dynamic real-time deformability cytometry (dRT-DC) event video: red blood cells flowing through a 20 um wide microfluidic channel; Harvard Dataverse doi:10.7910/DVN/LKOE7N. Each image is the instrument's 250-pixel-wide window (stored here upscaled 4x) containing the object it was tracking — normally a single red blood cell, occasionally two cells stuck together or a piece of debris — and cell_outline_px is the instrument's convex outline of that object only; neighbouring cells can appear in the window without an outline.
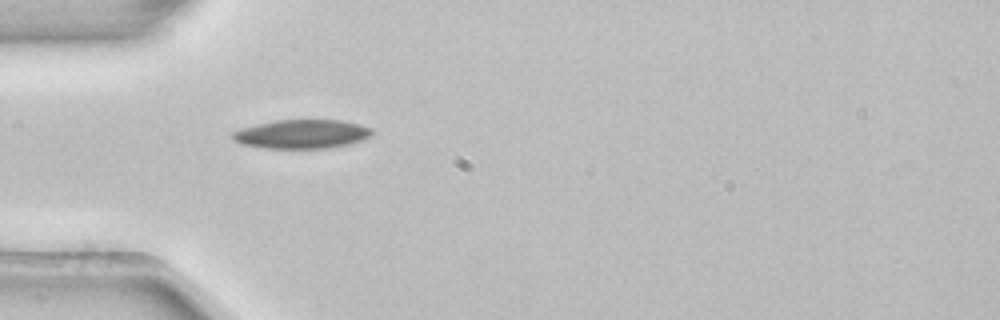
{"species": "common noctule bat (a hibernating species)", "species_latin": "Nyctalus noctula", "temperature_condition": "room temperature", "stored_images_in_passage": 38, "camera_frame_rate_fps": 3000, "um_per_image_px": 0.085, "animal": {"sex": "female", "body_mass_g": 22.7, "forearm_length_mm": 54.2}, "frame": {"image": 1, "passage_image": 1, "time_ms": 0.0, "image_size_px": [1000, 320], "cell_outline_px": [[372, 136], [364, 140], [348, 144], [328, 148], [264, 148], [240, 144], [232, 140], [232, 132], [240, 128], [256, 124], [276, 120], [340, 120], [360, 124], [372, 128]], "centroid_in_image_um": [25.65, 11.39], "position_along_channel_um": 59.4, "area_um2": 23.7}}
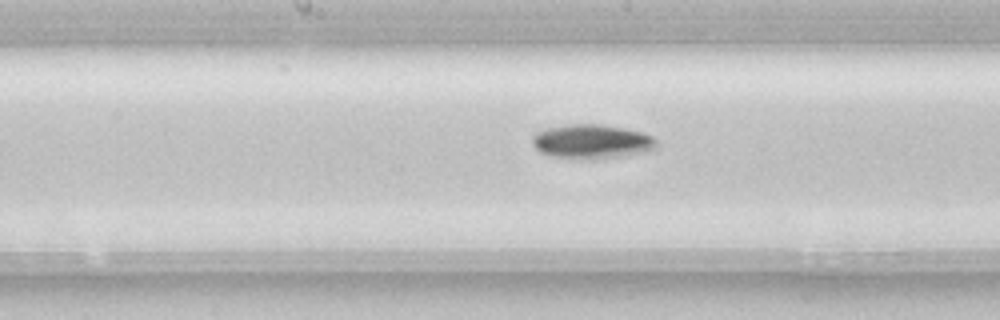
{"frame": {"image": 2, "passage_image": 12, "time_ms": 3.667, "image_size_px": [1000, 320], "cell_outline_px": [[656, 148], [640, 152], [596, 160], [580, 160], [552, 156], [540, 152], [532, 144], [532, 136], [536, 132], [548, 128], [568, 124], [600, 124], [624, 128], [640, 132], [652, 136], [656, 140]], "centroid_in_image_um": [50.24, 12.04], "position_along_channel_um": 198.0, "area_um2": 24.8}}
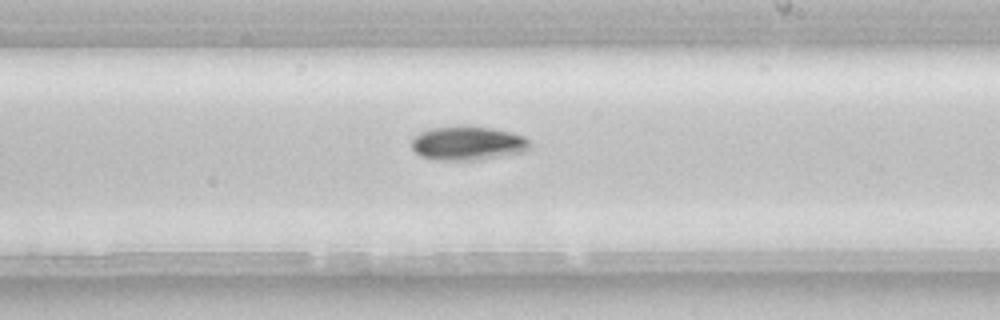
{"frame": {"image": 3, "passage_image": 16, "time_ms": 5.0, "image_size_px": [1000, 320], "cell_outline_px": [[528, 148], [524, 152], [480, 160], [436, 160], [420, 156], [412, 148], [412, 136], [428, 128], [492, 128], [512, 132], [524, 136], [528, 140]], "centroid_in_image_um": [39.74, 12.21], "position_along_channel_um": 249.3, "area_um2": 23.0}, "authors_computed_cell_mechanics": {"area_um2": 22.1663, "velocity_mm_per_s": 3.876, "shape_relaxation_time_tau1_ms": 2.2304, "shape_relaxation_time_tau2_ms": null, "deformation_change_tau1": 0.0972, "deformation_change_tau2": null}}